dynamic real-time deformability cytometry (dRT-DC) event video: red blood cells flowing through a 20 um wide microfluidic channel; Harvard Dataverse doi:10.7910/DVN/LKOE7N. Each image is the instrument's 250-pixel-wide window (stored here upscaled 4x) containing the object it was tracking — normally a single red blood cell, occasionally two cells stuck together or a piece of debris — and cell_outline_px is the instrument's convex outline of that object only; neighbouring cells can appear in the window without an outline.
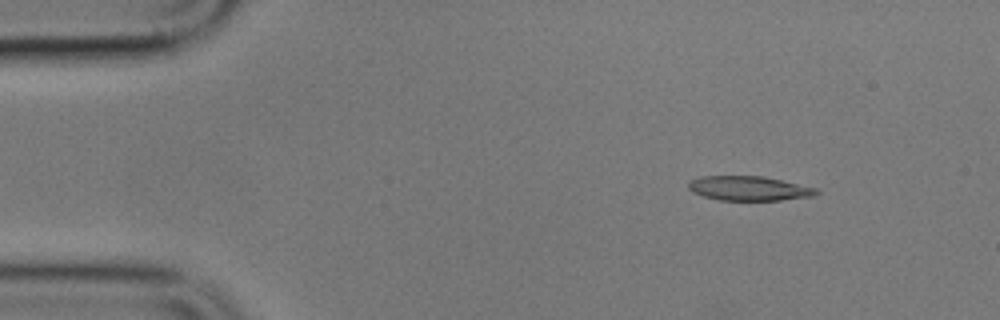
{"species": "common noctule bat (a hibernating species)", "species_latin": "Nyctalus noctula", "temperature_condition": "cold", "stored_images_in_passage": 4, "camera_frame_rate_fps": 3000, "um_per_image_px": 0.085, "animal": {"sex": "male", "body_mass_g": 17.9}, "frame": {"image": 1, "passage_image": 2, "time_ms": 1.667, "image_size_px": [1000, 320], "cell_outline_px": [[820, 192], [812, 196], [780, 200], [720, 200], [704, 196], [692, 192], [688, 188], [688, 180], [700, 176], [764, 176], [816, 188]], "centroid_in_image_um": [63.62, 16.0], "position_along_channel_um": 21.4, "area_um2": 18.21}}
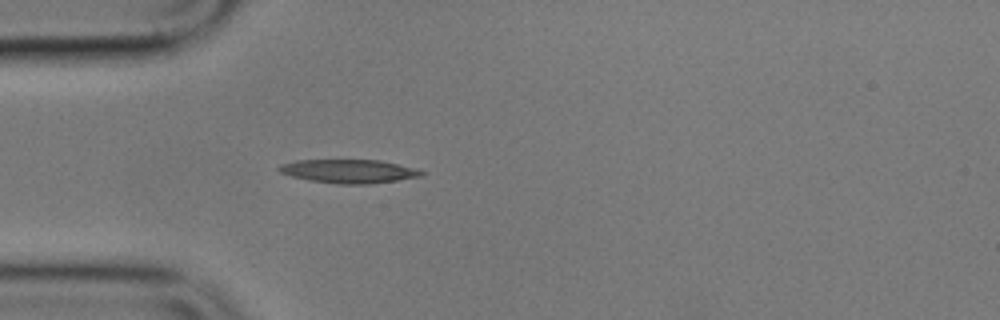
{"frame": {"image": 2, "passage_image": 4, "time_ms": 4.667, "image_size_px": [1000, 320], "cell_outline_px": [[428, 172], [424, 176], [372, 184], [336, 184], [308, 180], [292, 176], [280, 172], [276, 168], [280, 164], [296, 160], [380, 160]], "centroid_in_image_um": [29.65, 14.56], "position_along_channel_um": 55.3, "area_um2": 19.71}}